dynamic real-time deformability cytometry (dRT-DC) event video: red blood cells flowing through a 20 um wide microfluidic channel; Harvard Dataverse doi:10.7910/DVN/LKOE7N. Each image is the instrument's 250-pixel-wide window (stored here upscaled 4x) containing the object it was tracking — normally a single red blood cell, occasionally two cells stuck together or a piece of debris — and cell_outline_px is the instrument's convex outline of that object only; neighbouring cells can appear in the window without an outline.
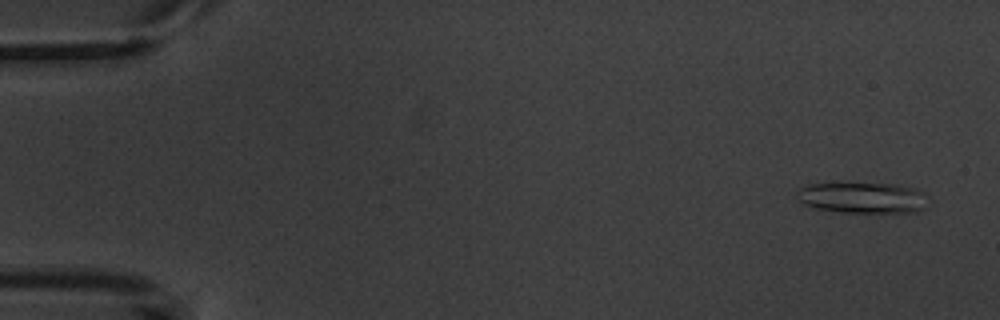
{"species": "common noctule bat (a hibernating species)", "species_latin": "Nyctalus noctula", "temperature_condition": "warm", "stored_images_in_passage": 5, "camera_frame_rate_fps": 3000, "um_per_image_px": 0.085, "animal": {"sex": "male", "body_mass_g": 20.1, "forearm_length_mm": 53.5}, "frame": {"image": 1, "passage_image": 1, "time_ms": 0.0, "image_size_px": [1000, 320], "cell_outline_px": [[924, 208], [920, 212], [840, 212], [812, 208], [804, 204], [800, 200], [796, 192], [800, 188], [808, 184], [892, 184], [916, 188], [924, 192]], "centroid_in_image_um": [73.3, 16.82], "position_along_channel_um": 11.7, "area_um2": 23.35}}